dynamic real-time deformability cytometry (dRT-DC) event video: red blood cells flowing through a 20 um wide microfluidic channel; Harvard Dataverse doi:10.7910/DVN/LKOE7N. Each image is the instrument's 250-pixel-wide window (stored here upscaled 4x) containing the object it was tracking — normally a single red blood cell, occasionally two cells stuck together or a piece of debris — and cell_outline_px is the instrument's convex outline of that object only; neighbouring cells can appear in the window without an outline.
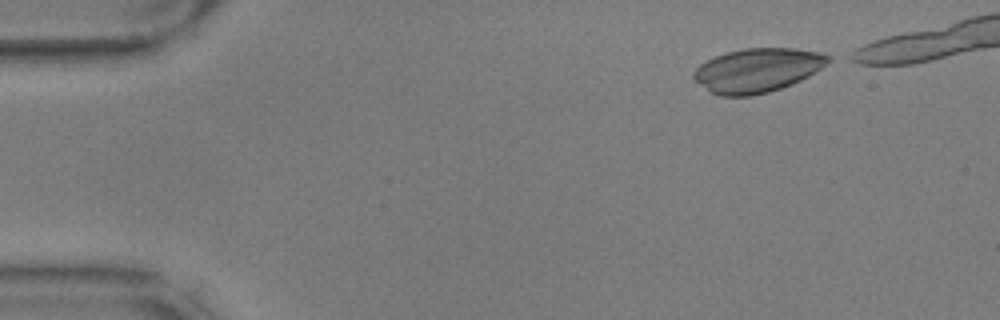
{"species": "common noctule bat (a hibernating species)", "species_latin": "Nyctalus noctula", "temperature_condition": "warm", "stored_images_in_passage": 44, "camera_frame_rate_fps": 3000, "um_per_image_px": 0.085, "animal": {"sex": "male", "body_mass_g": 17.9, "forearm_length_mm": 54.2}, "frame": {"image": 1, "passage_image": 1, "time_ms": 0.0, "image_size_px": [1000, 320], "cell_outline_px": [[832, 60], [808, 76], [792, 84], [768, 92], [752, 96], [720, 96], [712, 92], [700, 84], [692, 76], [692, 72], [700, 64], [716, 56], [728, 52], [744, 48], [796, 48], [820, 52], [832, 56]], "centroid_in_image_um": [64.4, 5.96], "position_along_channel_um": 20.6, "area_um2": 34.33}}
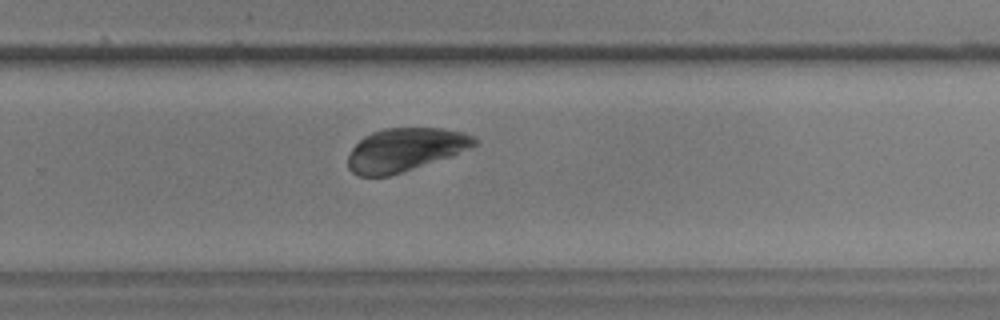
{"frame": {"image": 2, "passage_image": 32, "time_ms": 10.333, "image_size_px": [1000, 320], "cell_outline_px": [[480, 144], [452, 156], [388, 176], [360, 176], [352, 172], [348, 168], [348, 156], [352, 148], [364, 136], [372, 132], [384, 128], [444, 128], [464, 132], [472, 136]], "centroid_in_image_um": [34.45, 12.71], "position_along_channel_um": 295.3, "area_um2": 31.85}}